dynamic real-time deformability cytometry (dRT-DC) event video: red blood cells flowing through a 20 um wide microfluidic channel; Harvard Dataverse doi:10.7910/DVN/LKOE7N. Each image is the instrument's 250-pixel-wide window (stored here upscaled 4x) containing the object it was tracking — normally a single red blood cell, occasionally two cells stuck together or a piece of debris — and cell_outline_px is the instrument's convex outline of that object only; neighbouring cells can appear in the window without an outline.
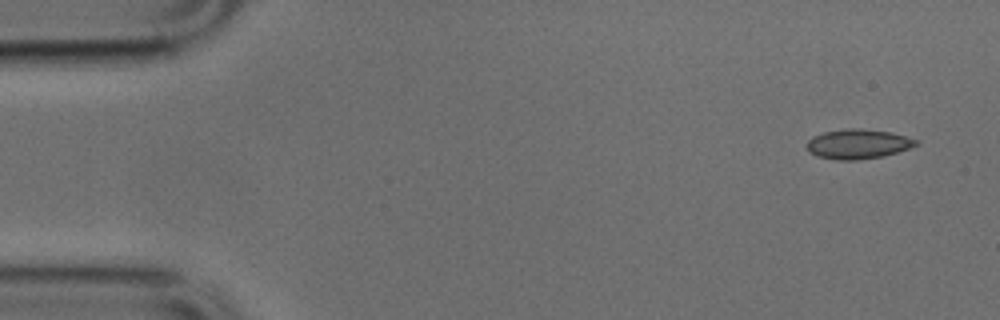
{"species": "common noctule bat (a hibernating species)", "species_latin": "Nyctalus noctula", "temperature_condition": "cold", "stored_images_in_passage": 48, "camera_frame_rate_fps": 3000, "um_per_image_px": 0.085, "animal": {"sex": "male", "body_mass_g": 17.9, "forearm_length_mm": 54.2}, "frame": {"image": 1, "passage_image": 1, "time_ms": 0.0, "image_size_px": [1000, 320], "cell_outline_px": [[920, 144], [884, 156], [856, 160], [836, 160], [816, 156], [808, 152], [808, 140], [812, 136], [824, 132], [848, 128], [860, 128], [892, 132], [920, 140]], "centroid_in_image_um": [72.94, 12.24], "position_along_channel_um": 12.1, "area_um2": 19.02}}
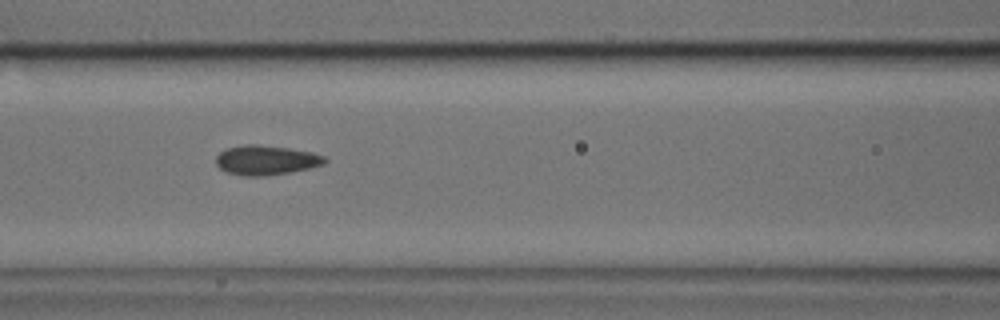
{"frame": {"image": 2, "passage_image": 19, "time_ms": 6.0, "image_size_px": [1000, 320], "cell_outline_px": [[328, 160], [324, 164], [312, 168], [264, 176], [244, 176], [224, 172], [216, 164], [216, 156], [220, 152], [228, 148], [244, 144], [256, 144], [288, 148], [312, 152], [324, 156]], "centroid_in_image_um": [22.61, 13.61], "position_along_channel_um": 144.0, "area_um2": 18.84}}
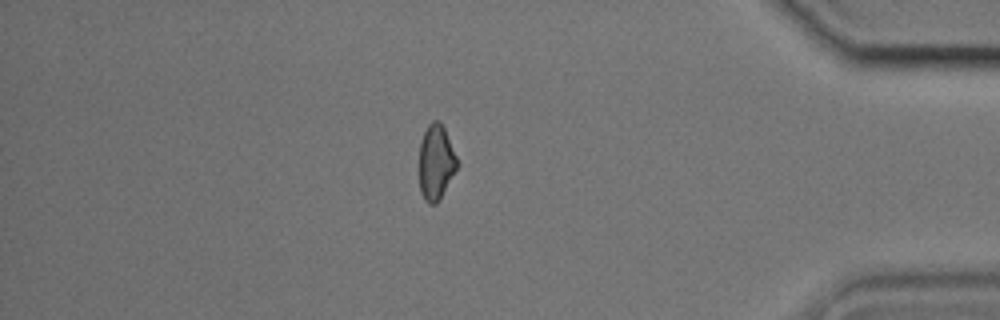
{"frame": {"image": 3, "passage_image": 41, "time_ms": 13.333, "image_size_px": [1000, 320], "cell_outline_px": [[460, 164], [440, 200], [436, 204], [428, 204], [424, 200], [420, 192], [420, 144], [424, 132], [428, 124], [432, 120], [440, 120], [444, 128]], "centroid_in_image_um": [37.08, 13.82], "position_along_channel_um": 398.1, "area_um2": 16.82}}